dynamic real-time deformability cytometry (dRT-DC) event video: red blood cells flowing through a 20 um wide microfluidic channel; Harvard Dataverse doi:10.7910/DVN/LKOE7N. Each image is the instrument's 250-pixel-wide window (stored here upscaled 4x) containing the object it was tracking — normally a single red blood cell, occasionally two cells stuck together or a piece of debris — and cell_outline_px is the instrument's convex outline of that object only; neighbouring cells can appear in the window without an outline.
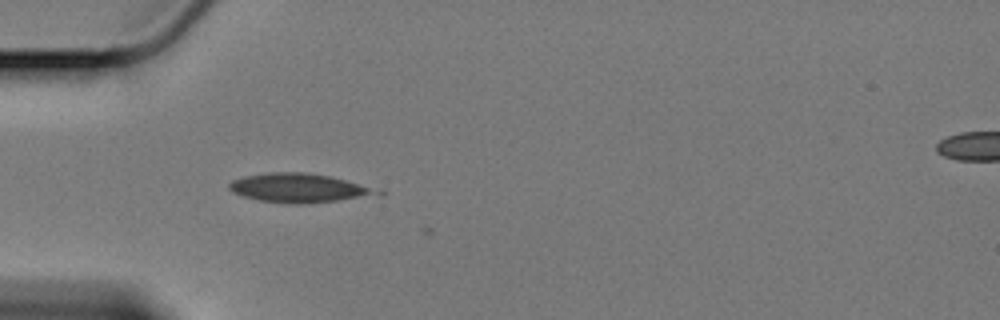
{"species": "Egyptian fruit bat (a non-hibernating species)", "species_latin": "Rousettus aegyptiacus", "temperature_condition": "cold", "stored_images_in_passage": 3, "camera_frame_rate_fps": 3000, "um_per_image_px": 0.085, "animal": {"sex": "female"}, "frame": {"image": 1, "passage_image": 2, "time_ms": 0.333, "image_size_px": [1000, 320], "cell_outline_px": [[388, 192], [380, 196], [300, 204], [292, 204], [260, 200], [244, 196], [232, 192], [228, 188], [228, 184], [232, 180], [244, 176], [268, 172], [304, 172], [328, 176], [344, 180]], "centroid_in_image_um": [25.44, 15.98], "position_along_channel_um": 59.6, "area_um2": 25.03}}